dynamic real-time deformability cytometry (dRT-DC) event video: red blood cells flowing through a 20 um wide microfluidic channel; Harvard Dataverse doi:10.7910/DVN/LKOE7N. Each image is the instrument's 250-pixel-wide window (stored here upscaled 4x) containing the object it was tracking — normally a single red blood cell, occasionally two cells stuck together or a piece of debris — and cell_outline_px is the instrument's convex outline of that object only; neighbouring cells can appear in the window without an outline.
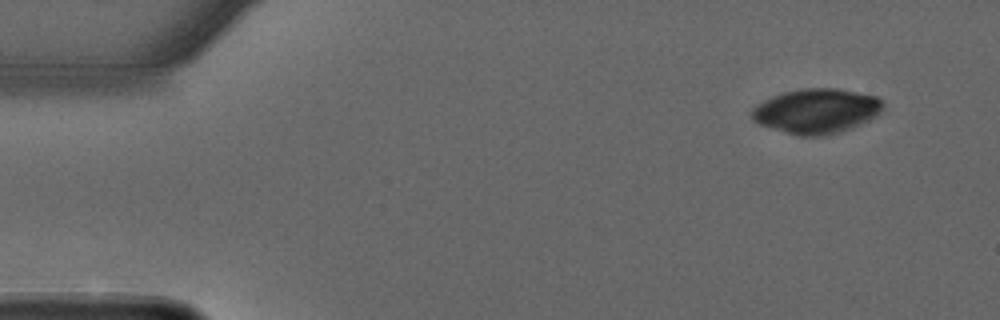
{"species": "common noctule bat (a hibernating species)", "species_latin": "Nyctalus noctula", "temperature_condition": "warm", "stored_images_in_passage": 52, "camera_frame_rate_fps": 3000, "um_per_image_px": 0.085, "animal": {"sex": "male", "forearm_length_mm": 52.5}, "frame": {"image": 1, "passage_image": 1, "time_ms": 0.0, "image_size_px": [1000, 320], "cell_outline_px": [[884, 108], [876, 116], [852, 128], [840, 132], [820, 136], [800, 136], [760, 124], [752, 120], [752, 108], [764, 100], [772, 96], [784, 92], [804, 88], [836, 88], [876, 96], [884, 104]], "centroid_in_image_um": [69.41, 9.43], "position_along_channel_um": 15.6, "area_um2": 33.99}}
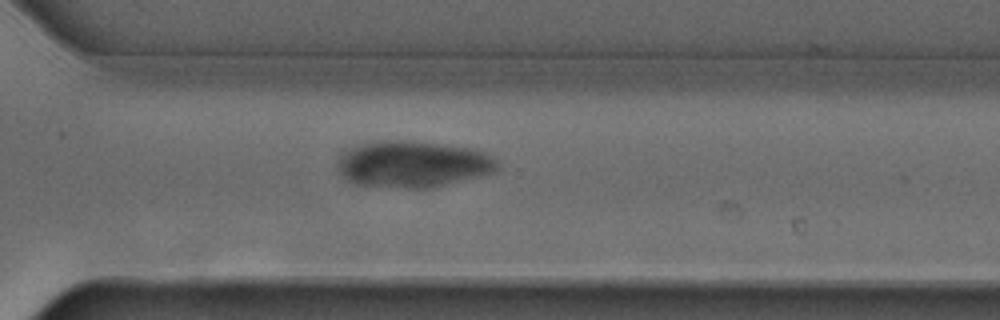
{"frame": {"image": 2, "passage_image": 36, "time_ms": 11.667, "image_size_px": [1000, 320], "cell_outline_px": [[496, 168], [492, 172], [432, 188], [416, 188], [356, 184], [348, 180], [340, 172], [336, 160], [344, 152], [352, 148], [364, 144], [436, 144], [472, 148], [484, 152], [492, 156], [496, 160]], "centroid_in_image_um": [35.11, 14.01], "position_along_channel_um": 335.5, "area_um2": 41.1}}
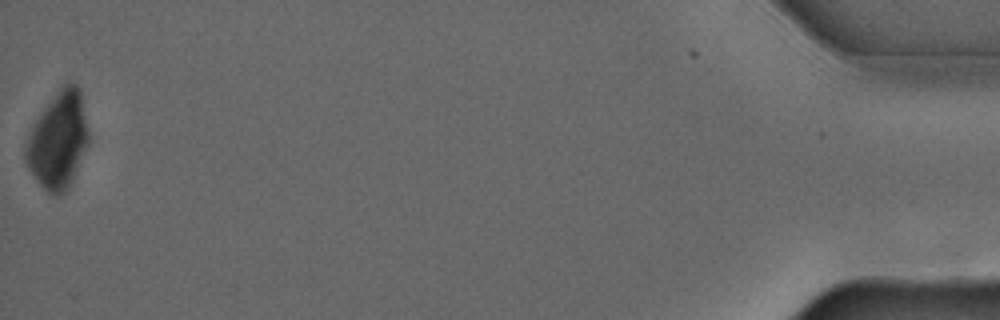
{"frame": {"image": 3, "passage_image": 52, "time_ms": 17.0, "image_size_px": [1000, 320], "cell_outline_px": [[88, 144], [72, 180], [68, 188], [60, 196], [56, 196], [48, 192], [40, 184], [24, 160], [24, 144], [32, 124], [40, 112], [60, 88], [64, 84], [76, 84], [80, 88], [88, 132]], "centroid_in_image_um": [4.92, 11.93], "position_along_channel_um": 430.3, "area_um2": 35.14}}